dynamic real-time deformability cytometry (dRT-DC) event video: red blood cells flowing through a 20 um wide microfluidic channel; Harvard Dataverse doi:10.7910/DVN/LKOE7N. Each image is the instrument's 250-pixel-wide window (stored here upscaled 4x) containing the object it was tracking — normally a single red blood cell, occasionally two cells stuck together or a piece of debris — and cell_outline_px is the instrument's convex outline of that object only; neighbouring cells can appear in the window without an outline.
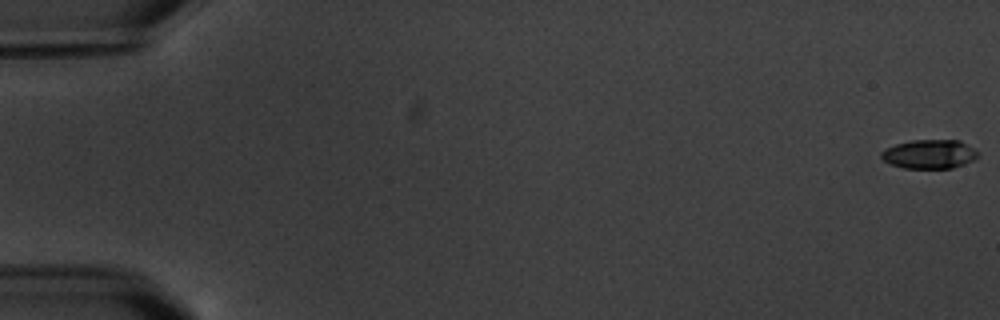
{"species": "common noctule bat (a hibernating species)", "species_latin": "Nyctalus noctula", "temperature_condition": "warm", "stored_images_in_passage": 6, "camera_frame_rate_fps": 3000, "um_per_image_px": 0.085, "animal": {"sex": "male", "body_mass_g": 20.1, "forearm_length_mm": 53.5}, "frame": {"image": 1, "passage_image": 1, "time_ms": 0.0, "image_size_px": [1000, 320], "cell_outline_px": [[976, 156], [972, 160], [964, 164], [952, 168], [904, 168], [892, 164], [884, 160], [880, 156], [880, 152], [884, 148], [896, 144], [912, 140], [960, 140], [972, 148], [976, 152]], "centroid_in_image_um": [78.95, 13.09], "position_along_channel_um": 6.1, "area_um2": 16.13}}
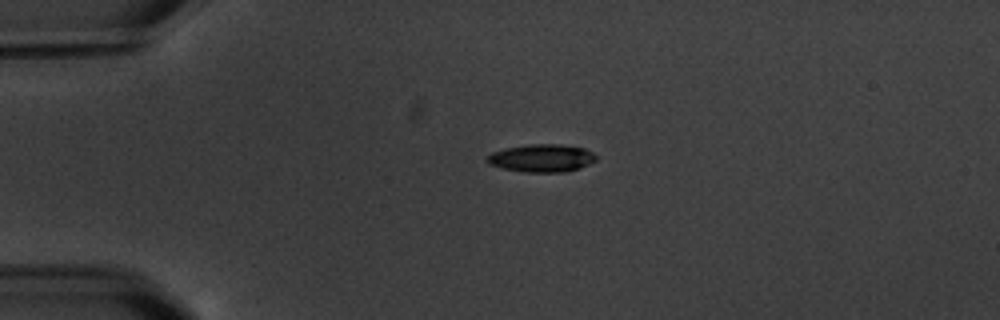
{"frame": {"image": 2, "passage_image": 5, "time_ms": 4.667, "image_size_px": [1000, 320], "cell_outline_px": [[596, 160], [580, 168], [564, 172], [524, 172], [504, 168], [488, 164], [484, 160], [492, 152], [504, 148], [528, 144], [560, 144], [584, 148], [592, 152], [596, 156]], "centroid_in_image_um": [46.02, 13.43], "position_along_channel_um": 39.0, "area_um2": 17.69}}